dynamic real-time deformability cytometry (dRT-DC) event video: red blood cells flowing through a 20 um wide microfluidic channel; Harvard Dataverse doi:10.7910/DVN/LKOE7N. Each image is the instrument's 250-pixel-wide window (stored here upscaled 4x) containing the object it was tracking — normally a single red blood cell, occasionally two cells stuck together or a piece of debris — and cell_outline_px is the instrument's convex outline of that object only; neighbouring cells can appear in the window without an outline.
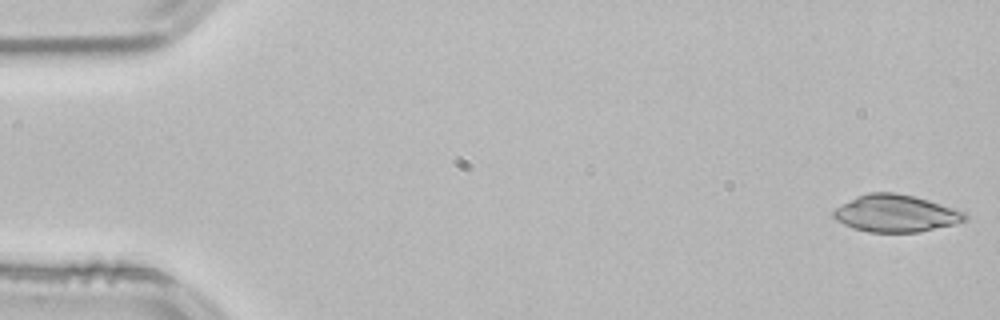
{"species": "common noctule bat (a hibernating species)", "species_latin": "Nyctalus noctula", "temperature_condition": "room temperature", "stored_images_in_passage": 15, "camera_frame_rate_fps": 3000, "um_per_image_px": 0.085, "animal": {"sex": "male", "body_mass_g": 21.5, "forearm_length_mm": 52.0}, "frame": {"image": 1, "passage_image": 1, "time_ms": 0.0, "image_size_px": [1000, 320], "cell_outline_px": [[968, 216], [964, 220], [956, 224], [920, 232], [868, 232], [844, 224], [836, 220], [832, 216], [832, 212], [836, 208], [856, 196], [868, 192], [896, 192], [916, 196], [964, 212]], "centroid_in_image_um": [76.13, 18.13], "position_along_channel_um": 8.9, "area_um2": 28.38}}
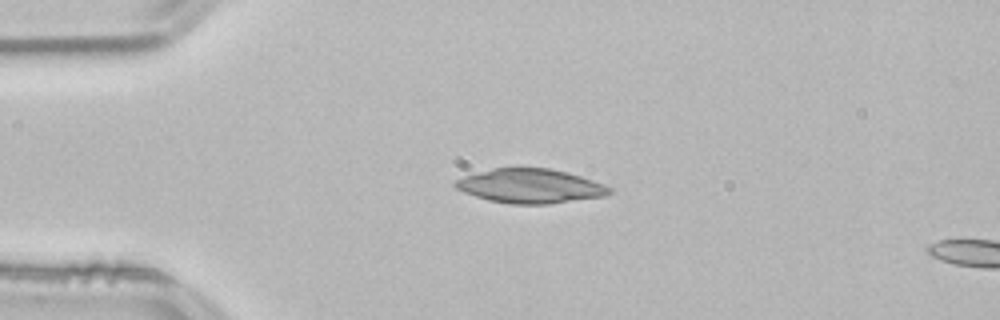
{"frame": {"image": 2, "passage_image": 12, "time_ms": 3.667, "image_size_px": [1000, 320], "cell_outline_px": [[612, 192], [604, 196], [548, 204], [512, 204], [488, 200], [464, 192], [456, 188], [452, 184], [452, 180], [464, 176], [492, 168], [548, 168], [568, 172], [604, 184], [612, 188]], "centroid_in_image_um": [45.04, 15.81], "position_along_channel_um": 40.0, "area_um2": 30.75}}